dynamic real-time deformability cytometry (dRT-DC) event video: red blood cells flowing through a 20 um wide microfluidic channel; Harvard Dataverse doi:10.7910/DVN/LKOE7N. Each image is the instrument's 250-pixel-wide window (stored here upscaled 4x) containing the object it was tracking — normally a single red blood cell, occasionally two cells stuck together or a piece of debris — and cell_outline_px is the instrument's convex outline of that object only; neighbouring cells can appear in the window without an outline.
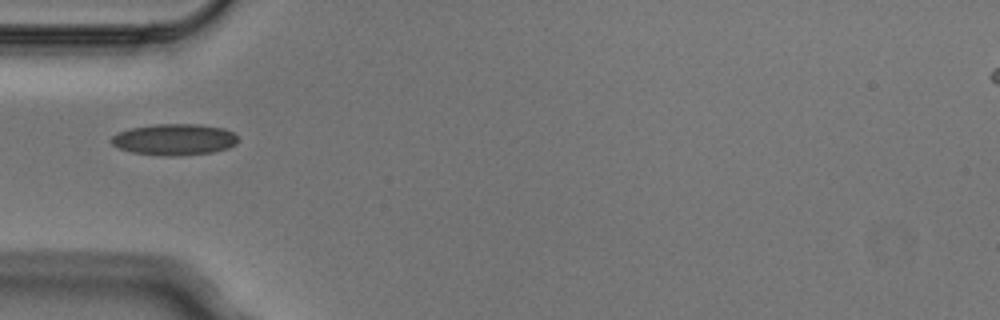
{"species": "Egyptian fruit bat (a non-hibernating species)", "species_latin": "Rousettus aegyptiacus", "temperature_condition": "cold", "stored_images_in_passage": 1, "camera_frame_rate_fps": 3000, "um_per_image_px": 0.085, "animal": {"sex": "male"}, "frame": {"image": 1, "passage_image": 1, "time_ms": 0.0, "image_size_px": [1000, 320], "cell_outline_px": [[236, 144], [228, 148], [212, 152], [172, 156], [160, 156], [132, 152], [120, 148], [112, 144], [108, 140], [112, 136], [120, 132], [132, 128], [156, 124], [200, 124], [224, 128], [232, 132], [236, 136]], "centroid_in_image_um": [14.81, 11.86], "position_along_channel_um": 70.2, "area_um2": 23.0}}